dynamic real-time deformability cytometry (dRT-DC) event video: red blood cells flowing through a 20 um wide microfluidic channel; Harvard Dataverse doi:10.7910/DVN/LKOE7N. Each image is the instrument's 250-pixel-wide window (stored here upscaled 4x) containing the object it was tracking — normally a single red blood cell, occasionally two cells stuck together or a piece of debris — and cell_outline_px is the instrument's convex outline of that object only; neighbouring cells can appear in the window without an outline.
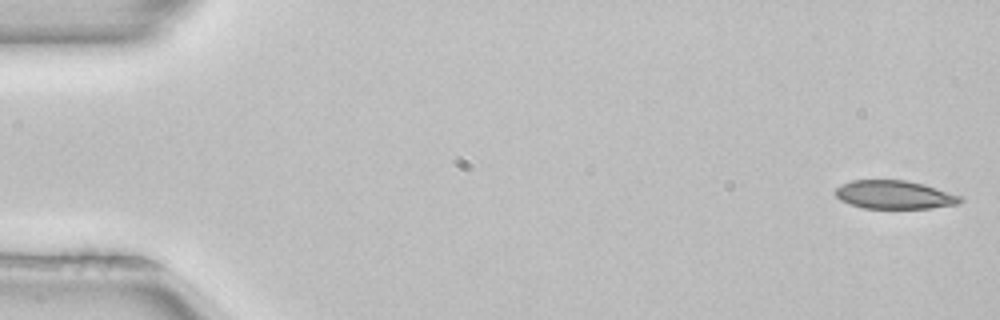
{"species": "common noctule bat (a hibernating species)", "species_latin": "Nyctalus noctula", "temperature_condition": "room temperature", "stored_images_in_passage": 51, "camera_frame_rate_fps": 3000, "um_per_image_px": 0.085, "animal": {"sex": "female", "body_mass_g": 22.7, "forearm_length_mm": 54.2}, "frame": {"image": 1, "passage_image": 1, "time_ms": 0.0, "image_size_px": [1000, 320], "cell_outline_px": [[964, 200], [956, 204], [932, 208], [864, 208], [840, 200], [836, 196], [836, 188], [840, 184], [852, 180], [908, 180], [924, 184], [960, 196]], "centroid_in_image_um": [76.01, 16.54], "position_along_channel_um": 9.0, "area_um2": 20.52}}
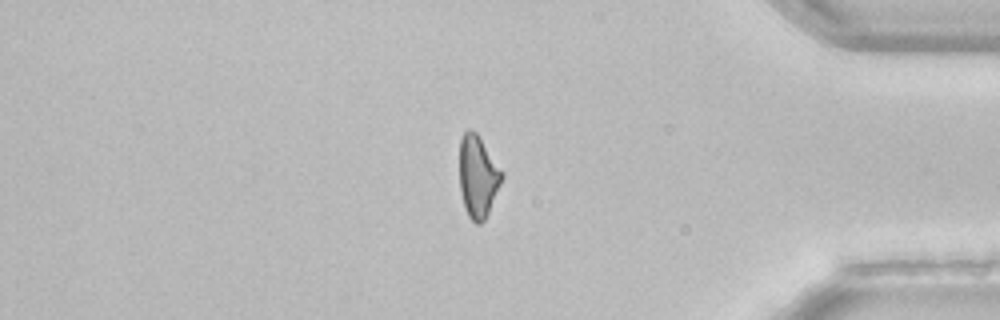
{"frame": {"image": 2, "passage_image": 43, "time_ms": 14.0, "image_size_px": [1000, 320], "cell_outline_px": [[504, 176], [488, 212], [484, 220], [480, 224], [476, 224], [468, 216], [464, 208], [460, 192], [460, 140], [464, 132], [468, 128], [472, 128], [476, 132], [504, 172]], "centroid_in_image_um": [40.62, 14.99], "position_along_channel_um": 394.6, "area_um2": 20.29}}
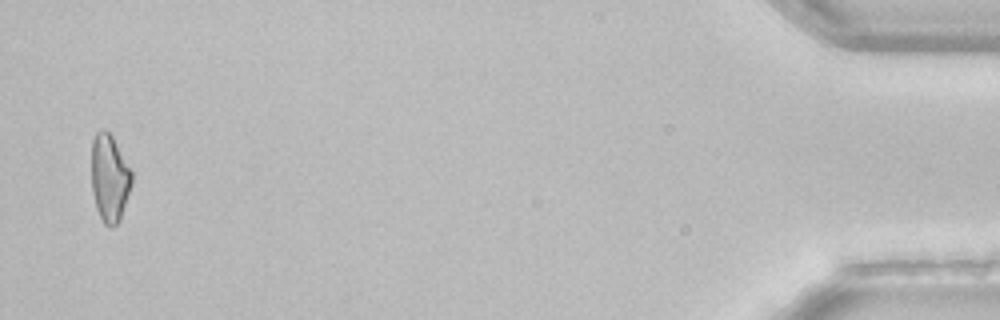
{"frame": {"image": 3, "passage_image": 50, "time_ms": 16.333, "image_size_px": [1000, 320], "cell_outline_px": [[132, 184], [120, 220], [112, 228], [108, 228], [104, 224], [96, 208], [92, 192], [92, 140], [96, 132], [100, 128], [104, 128], [112, 136], [132, 172]], "centroid_in_image_um": [9.3, 15.15], "position_along_channel_um": 425.9, "area_um2": 20.58}, "authors_computed_cell_mechanics": {"area_um2": 21.5594, "velocity_mm_per_s": 3.986, "shape_relaxation_time_tau1_ms": 8.308, "shape_relaxation_time_tau2_ms": 4.2505, "deformation_change_tau1": 0.1758, "deformation_change_tau2": 0.1124}}